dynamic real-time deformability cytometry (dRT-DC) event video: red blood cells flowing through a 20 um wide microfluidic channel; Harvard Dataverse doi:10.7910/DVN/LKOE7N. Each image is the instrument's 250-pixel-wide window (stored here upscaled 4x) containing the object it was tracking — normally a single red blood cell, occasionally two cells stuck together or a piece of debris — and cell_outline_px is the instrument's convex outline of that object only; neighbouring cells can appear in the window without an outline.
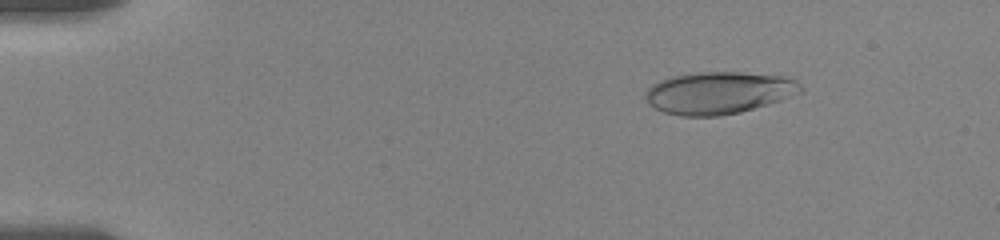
{"species": "human", "species_latin": "Homo sapiens", "temperature_condition": "room temperature", "stored_images_in_passage": 95, "camera_frame_rate_fps": 3000, "um_per_image_px": 0.085, "donor": {"sex": "female"}, "frame": {"image": 1, "passage_image": 15, "time_ms": 2.333, "image_size_px": [1000, 240], "cell_outline_px": [[804, 92], [768, 104], [740, 112], [720, 116], [680, 116], [664, 112], [648, 104], [644, 96], [644, 92], [652, 84], [660, 80], [672, 76], [700, 72], [740, 72], [784, 76], [796, 80], [804, 88]], "centroid_in_image_um": [61.1, 7.89], "position_along_channel_um": 23.9, "area_um2": 38.38}}
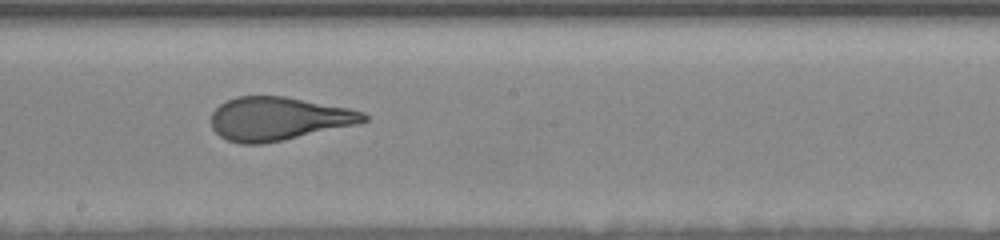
{"frame": {"image": 2, "passage_image": 61, "time_ms": 10.333, "image_size_px": [1000, 240], "cell_outline_px": [[368, 120], [360, 124], [284, 140], [260, 144], [240, 144], [228, 140], [220, 136], [212, 128], [212, 112], [220, 104], [236, 96], [284, 96], [348, 108], [364, 112], [368, 116]], "centroid_in_image_um": [23.68, 10.09], "position_along_channel_um": 224.5, "area_um2": 38.61}}
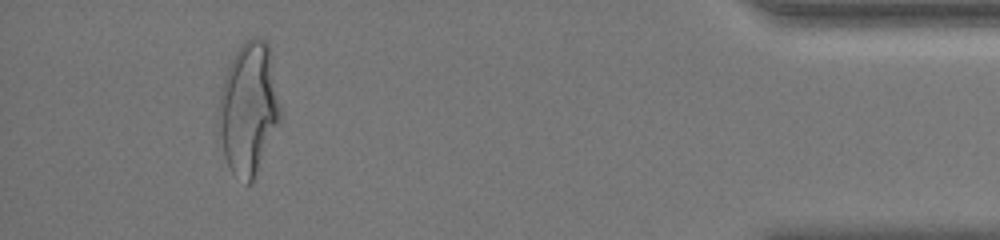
{"frame": {"image": 3, "passage_image": 94, "time_ms": 17.0, "image_size_px": [1000, 240], "cell_outline_px": [[280, 120], [252, 180], [248, 184], [232, 172], [224, 156], [216, 120], [216, 112], [220, 92], [224, 76], [240, 44], [252, 36], [256, 36], [268, 40], [280, 108]], "centroid_in_image_um": [21.09, 9.16], "position_along_channel_um": 414.1, "area_um2": 47.11}, "authors_computed_cell_mechanics": {"area_um2": 38.5526, "velocity_mm_per_s": 3.6256, "shape_relaxation_time_tau1_ms": 4.6242, "shape_relaxation_time_tau2_ms": 0.8535, "deformation_change_tau1": 0.2358, "deformation_change_tau2": 0.1008}}